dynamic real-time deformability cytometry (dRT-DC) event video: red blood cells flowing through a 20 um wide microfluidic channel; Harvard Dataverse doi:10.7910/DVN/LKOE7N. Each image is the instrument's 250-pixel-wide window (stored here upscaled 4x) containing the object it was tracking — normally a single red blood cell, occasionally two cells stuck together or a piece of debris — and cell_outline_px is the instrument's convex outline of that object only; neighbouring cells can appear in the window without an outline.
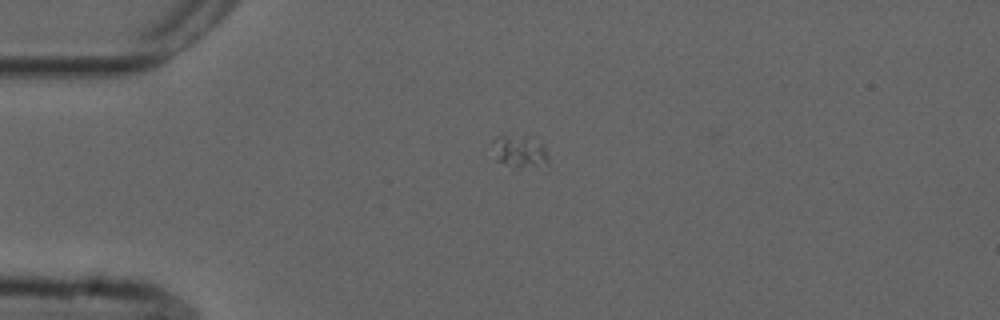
{"species": "common noctule bat (a hibernating species)", "species_latin": "Nyctalus noctula", "temperature_condition": "cold", "stored_images_in_passage": 3, "camera_frame_rate_fps": 3000, "um_per_image_px": 0.085, "animal": {"sex": "male", "forearm_length_mm": 52.5}, "frame": {"image": 1, "passage_image": 1, "time_ms": 0.0, "image_size_px": [1000, 320], "cell_outline_px": [[548, 164], [536, 168], [512, 168], [500, 160], [492, 140], [496, 136], [524, 136], [544, 144], [548, 156]], "centroid_in_image_um": [44.27, 12.91], "position_along_channel_um": 40.7, "area_um2": 10.35}}
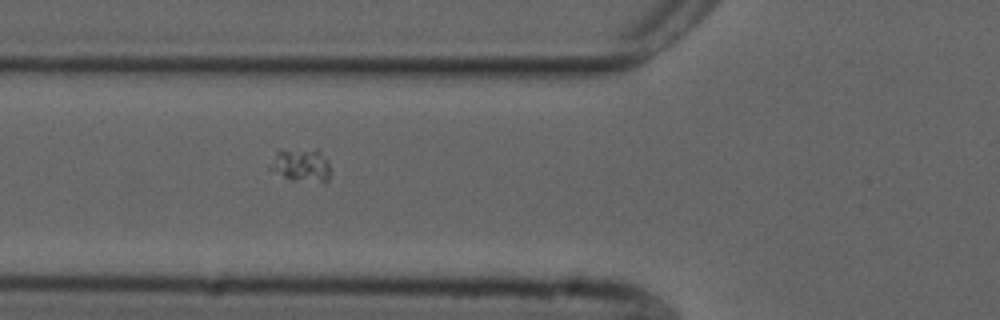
{"frame": {"image": 2, "passage_image": 3, "time_ms": 0.667, "image_size_px": [1000, 320], "cell_outline_px": [[328, 180], [324, 184], [292, 180], [268, 168], [276, 152], [316, 148], [328, 160]], "centroid_in_image_um": [25.64, 14.07], "position_along_channel_um": 100.2, "area_um2": 11.56}}